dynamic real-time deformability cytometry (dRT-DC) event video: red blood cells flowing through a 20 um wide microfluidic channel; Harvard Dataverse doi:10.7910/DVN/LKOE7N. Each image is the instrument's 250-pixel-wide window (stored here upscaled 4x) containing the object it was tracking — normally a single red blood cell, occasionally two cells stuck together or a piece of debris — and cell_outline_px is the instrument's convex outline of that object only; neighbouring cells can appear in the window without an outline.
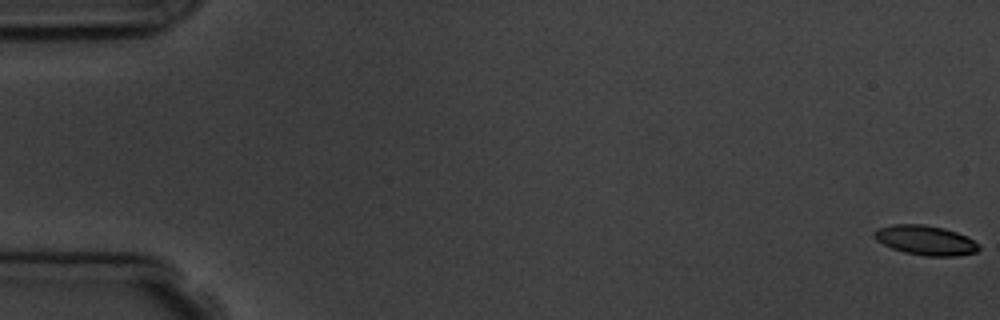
{"species": "common noctule bat (a hibernating species)", "species_latin": "Nyctalus noctula", "temperature_condition": "room temperature", "stored_images_in_passage": 6, "camera_frame_rate_fps": 3000, "um_per_image_px": 0.085, "animal": {"sex": "male", "body_mass_g": 19.5, "forearm_length_mm": 54.6}, "frame": {"image": 1, "passage_image": 1, "time_ms": 0.0, "image_size_px": [1000, 320], "cell_outline_px": [[980, 248], [976, 252], [956, 256], [924, 256], [904, 252], [892, 248], [876, 240], [872, 236], [872, 232], [876, 228], [892, 224], [924, 224], [944, 228], [968, 236], [980, 244]], "centroid_in_image_um": [78.66, 20.41], "position_along_channel_um": 6.3, "area_um2": 18.32}}